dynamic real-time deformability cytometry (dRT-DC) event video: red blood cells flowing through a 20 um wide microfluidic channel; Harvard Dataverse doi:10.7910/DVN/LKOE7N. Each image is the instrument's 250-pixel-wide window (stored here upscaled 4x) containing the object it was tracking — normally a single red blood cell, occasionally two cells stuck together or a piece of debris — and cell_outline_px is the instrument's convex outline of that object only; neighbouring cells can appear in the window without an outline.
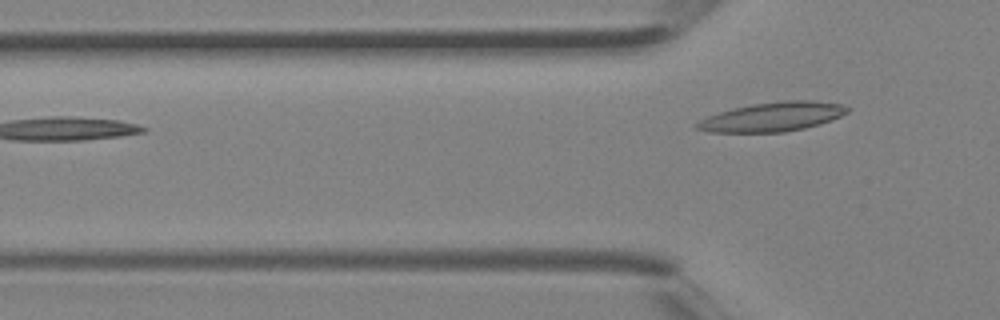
{"species": "Egyptian fruit bat (a non-hibernating species)", "species_latin": "Rousettus aegyptiacus", "temperature_condition": "room temperature", "stored_images_in_passage": 3, "camera_frame_rate_fps": 3000, "um_per_image_px": 0.085, "animal": {"sex": "female"}, "frame": {"image": 1, "passage_image": 3, "time_ms": 0.667, "image_size_px": [1000, 320], "cell_outline_px": [[848, 112], [832, 120], [820, 124], [804, 128], [784, 132], [708, 132], [696, 128], [692, 124], [708, 116], [732, 108], [752, 104], [784, 100], [812, 100], [840, 104], [848, 108]], "centroid_in_image_um": [65.64, 9.93], "position_along_channel_um": 60.2, "area_um2": 25.55}}